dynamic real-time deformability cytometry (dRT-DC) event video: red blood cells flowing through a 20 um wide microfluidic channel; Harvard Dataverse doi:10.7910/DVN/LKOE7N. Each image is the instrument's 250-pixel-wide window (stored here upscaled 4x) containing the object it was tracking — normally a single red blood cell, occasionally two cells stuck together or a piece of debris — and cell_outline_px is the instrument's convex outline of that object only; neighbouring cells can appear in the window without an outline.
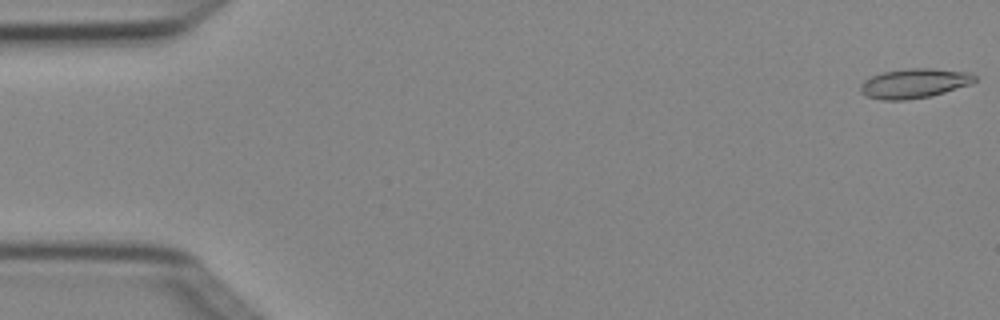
{"species": "Egyptian fruit bat (a non-hibernating species)", "species_latin": "Rousettus aegyptiacus", "temperature_condition": "cold", "stored_images_in_passage": 5, "segment_of_instrument_passage": [2, 2], "camera_frame_rate_fps": 3000, "um_per_image_px": 0.085, "animal": {"sex": "female"}, "frame": {"image": 1, "passage_image": 5, "time_ms": 1.333, "image_size_px": [1000, 320], "cell_outline_px": [[976, 80], [972, 84], [932, 96], [908, 100], [880, 100], [868, 96], [860, 92], [860, 84], [864, 80], [872, 76], [884, 72], [908, 68], [932, 68], [968, 72], [976, 76]], "centroid_in_image_um": [77.73, 7.09], "position_along_channel_um": 7.3, "area_um2": 19.83}}